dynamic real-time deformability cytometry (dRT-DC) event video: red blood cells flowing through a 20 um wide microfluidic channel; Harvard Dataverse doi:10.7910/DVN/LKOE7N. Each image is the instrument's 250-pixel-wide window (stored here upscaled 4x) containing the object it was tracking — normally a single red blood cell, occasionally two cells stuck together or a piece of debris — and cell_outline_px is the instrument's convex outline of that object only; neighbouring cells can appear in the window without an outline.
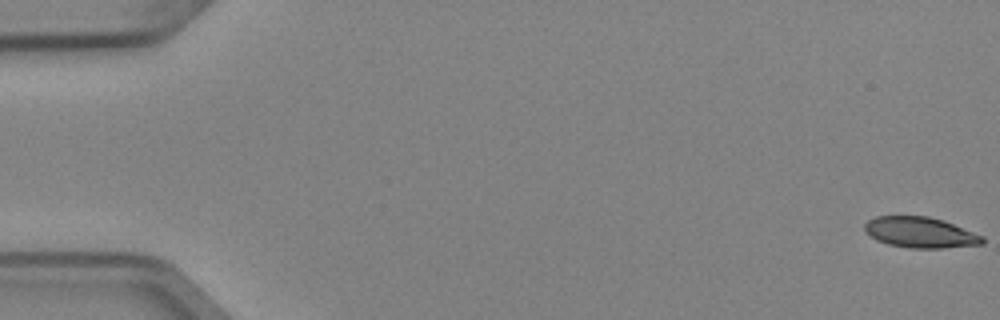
{"species": "Egyptian fruit bat (a non-hibernating species)", "species_latin": "Rousettus aegyptiacus", "temperature_condition": "cold", "stored_images_in_passage": 52, "camera_frame_rate_fps": 3000, "um_per_image_px": 0.085, "animal": {"sex": "female"}, "frame": {"image": 1, "passage_image": 1, "time_ms": 0.0, "image_size_px": [1000, 320], "cell_outline_px": [[984, 244], [944, 248], [908, 248], [888, 244], [876, 240], [864, 228], [864, 224], [868, 220], [876, 216], [928, 216], [944, 220], [984, 236]], "centroid_in_image_um": [78.25, 19.76], "position_along_channel_um": 6.7, "area_um2": 21.15}}
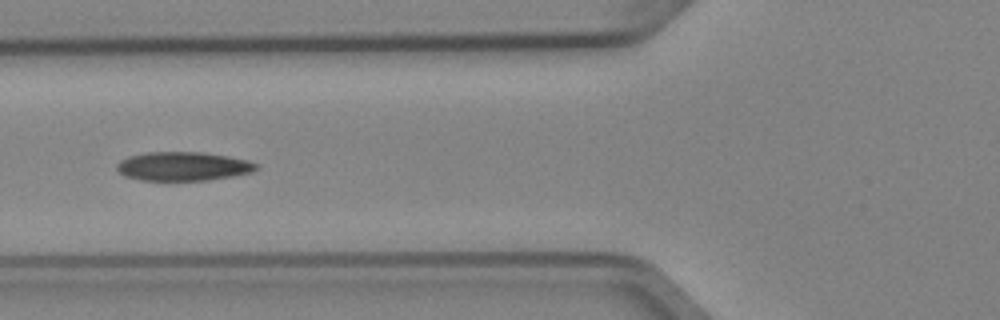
{"frame": {"image": 2, "passage_image": 21, "time_ms": 6.667, "image_size_px": [1000, 320], "cell_outline_px": [[260, 168], [252, 172], [232, 176], [208, 180], [140, 180], [124, 176], [116, 168], [116, 164], [120, 160], [132, 156], [148, 152], [200, 152], [228, 156], [244, 160], [256, 164]], "centroid_in_image_um": [15.55, 14.14], "position_along_channel_um": 110.3, "area_um2": 23.24}}
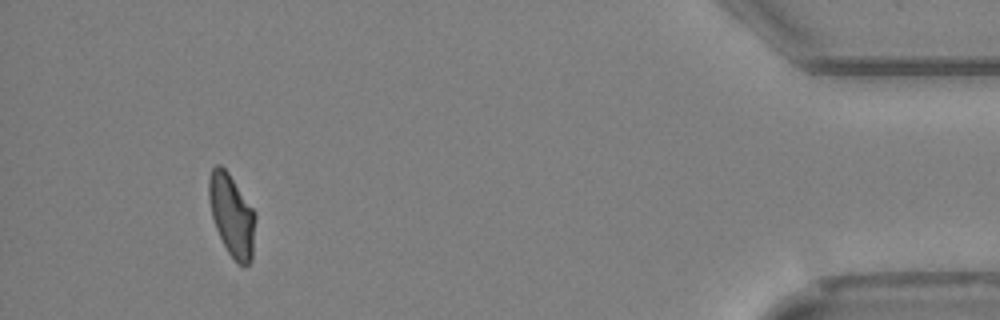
{"frame": {"image": 3, "passage_image": 49, "time_ms": 16.0, "image_size_px": [1000, 320], "cell_outline_px": [[256, 216], [252, 260], [244, 268], [236, 264], [228, 252], [216, 228], [212, 216], [208, 196], [208, 180], [212, 168], [216, 164], [220, 164], [228, 172], [256, 212]], "centroid_in_image_um": [19.72, 18.32], "position_along_channel_um": 415.5, "area_um2": 22.48}, "authors_computed_cell_mechanics": {"area_um2": 22.6576, "velocity_mm_per_s": 3.9649, "shape_relaxation_time_tau1_ms": 5.4429, "shape_relaxation_time_tau2_ms": 5.1017, "deformation_change_tau1": 0.1405, "deformation_change_tau2": 0.1063}}